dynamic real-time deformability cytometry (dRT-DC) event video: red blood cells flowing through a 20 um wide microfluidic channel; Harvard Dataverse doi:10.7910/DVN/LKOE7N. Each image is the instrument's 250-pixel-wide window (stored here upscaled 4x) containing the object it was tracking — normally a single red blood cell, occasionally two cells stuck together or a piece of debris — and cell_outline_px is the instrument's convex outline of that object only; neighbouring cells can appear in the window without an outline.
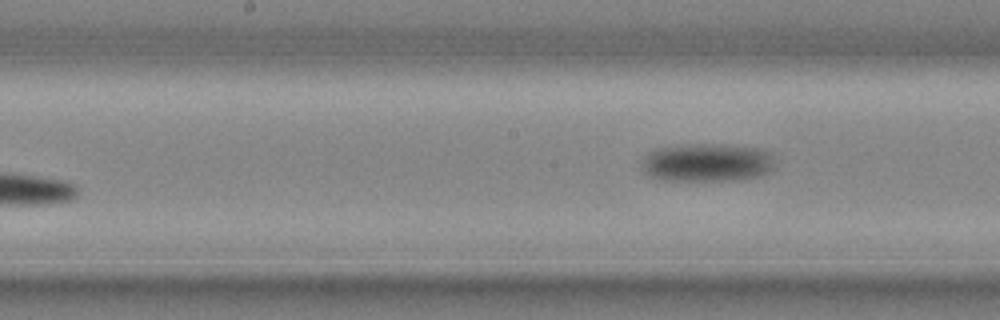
{"species": "common noctule bat (a hibernating species)", "species_latin": "Nyctalus noctula", "temperature_condition": "cold", "stored_images_in_passage": 14, "camera_frame_rate_fps": 3000, "um_per_image_px": 0.085, "animal": {"sex": "male", "body_mass_g": 20.4}, "frame": {"image": 1, "passage_image": 14, "time_ms": 4.333, "image_size_px": [1000, 320], "cell_outline_px": [[772, 168], [756, 176], [728, 180], [664, 180], [648, 176], [640, 168], [640, 160], [648, 152], [656, 148], [680, 144], [720, 144], [764, 148], [772, 152]], "centroid_in_image_um": [60.0, 13.79], "position_along_channel_um": 188.2, "area_um2": 29.94}}